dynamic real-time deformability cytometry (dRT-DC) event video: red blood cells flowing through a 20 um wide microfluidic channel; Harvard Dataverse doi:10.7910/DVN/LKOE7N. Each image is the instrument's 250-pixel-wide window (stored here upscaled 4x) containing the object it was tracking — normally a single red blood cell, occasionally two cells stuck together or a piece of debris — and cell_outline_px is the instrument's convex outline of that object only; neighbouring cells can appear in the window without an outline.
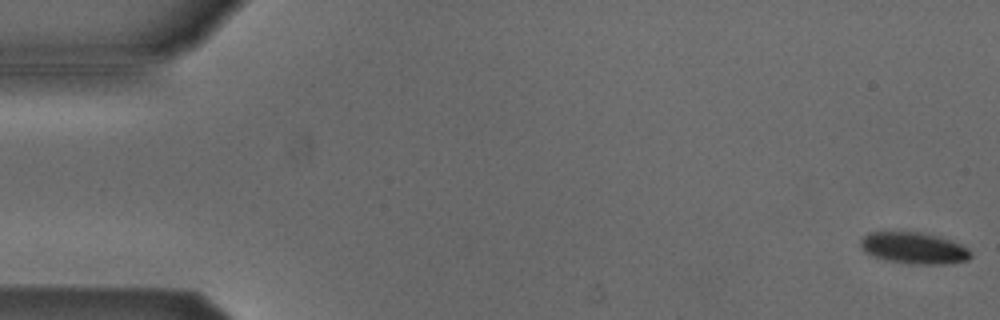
{"species": "Egyptian fruit bat (a non-hibernating species)", "species_latin": "Rousettus aegyptiacus", "temperature_condition": "cold", "stored_images_in_passage": 4, "camera_frame_rate_fps": 3000, "um_per_image_px": 0.085, "animal": {"sex": "male"}, "frame": {"image": 1, "passage_image": 1, "time_ms": 0.0, "image_size_px": [1000, 320], "cell_outline_px": [[972, 256], [968, 260], [944, 264], [912, 264], [888, 260], [872, 256], [864, 252], [860, 248], [860, 240], [868, 232], [920, 232], [952, 240], [968, 248], [972, 252]], "centroid_in_image_um": [77.68, 21.09], "position_along_channel_um": 7.3, "area_um2": 20.29}}